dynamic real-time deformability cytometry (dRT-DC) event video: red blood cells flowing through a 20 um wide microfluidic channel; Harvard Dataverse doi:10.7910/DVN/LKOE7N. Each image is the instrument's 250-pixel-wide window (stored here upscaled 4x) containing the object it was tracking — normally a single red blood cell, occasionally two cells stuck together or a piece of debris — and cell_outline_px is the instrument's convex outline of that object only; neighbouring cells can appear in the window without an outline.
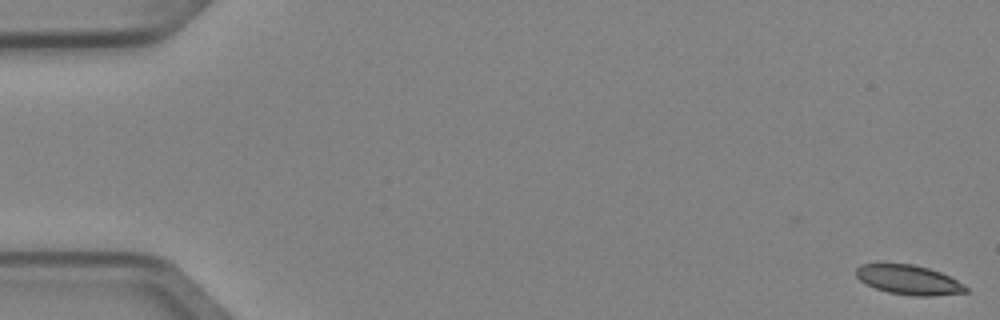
{"species": "Egyptian fruit bat (a non-hibernating species)", "species_latin": "Rousettus aegyptiacus", "temperature_condition": "cold", "stored_images_in_passage": 5, "camera_frame_rate_fps": 3000, "um_per_image_px": 0.085, "animal": {"sex": "female"}, "frame": {"image": 1, "passage_image": 1, "time_ms": 0.0, "image_size_px": [1000, 320], "cell_outline_px": [[968, 292], [932, 296], [916, 296], [888, 292], [876, 288], [860, 280], [856, 276], [856, 268], [860, 264], [912, 264], [928, 268], [940, 272], [964, 284], [968, 288]], "centroid_in_image_um": [77.26, 23.79], "position_along_channel_um": 7.7, "area_um2": 18.67}}
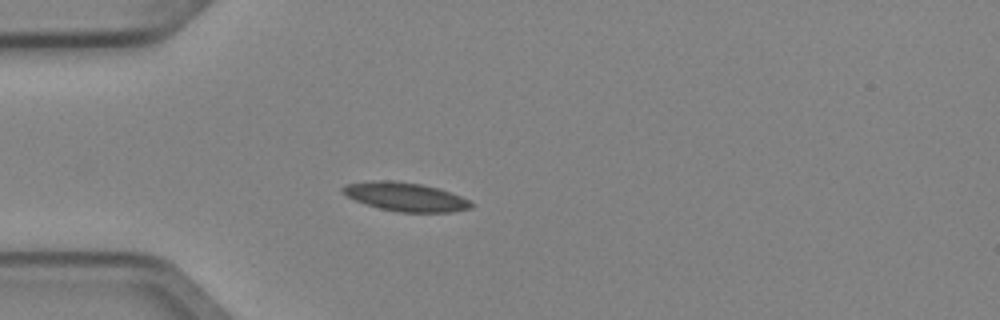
{"frame": {"image": 2, "passage_image": 5, "time_ms": 1.333, "image_size_px": [1000, 320], "cell_outline_px": [[472, 208], [452, 212], [396, 212], [380, 208], [356, 200], [348, 196], [340, 188], [348, 184], [372, 180], [392, 180], [420, 184], [440, 188], [460, 196], [468, 200], [472, 204]], "centroid_in_image_um": [34.49, 16.72], "position_along_channel_um": 50.5, "area_um2": 21.27}}